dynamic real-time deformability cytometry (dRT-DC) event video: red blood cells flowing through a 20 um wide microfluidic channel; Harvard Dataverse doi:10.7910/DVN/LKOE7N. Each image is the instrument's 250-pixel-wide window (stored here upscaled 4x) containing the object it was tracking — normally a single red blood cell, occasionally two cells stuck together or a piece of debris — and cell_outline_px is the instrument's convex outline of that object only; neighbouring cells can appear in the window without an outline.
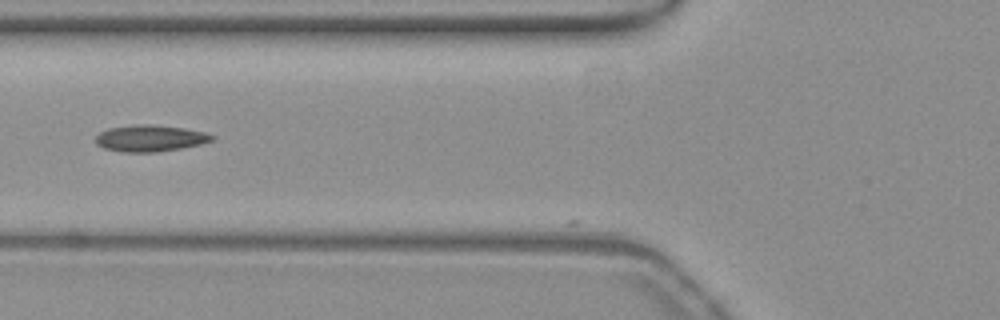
{"species": "common noctule bat (a hibernating species)", "species_latin": "Nyctalus noctula", "temperature_condition": "warm", "stored_images_in_passage": 4, "camera_frame_rate_fps": 3000, "um_per_image_px": 0.085, "animal": {"sex": "female", "body_mass_g": 19.3, "forearm_length_mm": 54.1}, "frame": {"image": 1, "passage_image": 3, "time_ms": 0.667, "image_size_px": [1000, 320], "cell_outline_px": [[216, 140], [200, 144], [180, 148], [156, 152], [124, 152], [104, 148], [96, 144], [96, 136], [100, 132], [108, 128], [136, 124], [152, 124], [184, 128], [204, 132], [216, 136]], "centroid_in_image_um": [12.78, 11.74], "position_along_channel_um": 113.0, "area_um2": 18.03}}